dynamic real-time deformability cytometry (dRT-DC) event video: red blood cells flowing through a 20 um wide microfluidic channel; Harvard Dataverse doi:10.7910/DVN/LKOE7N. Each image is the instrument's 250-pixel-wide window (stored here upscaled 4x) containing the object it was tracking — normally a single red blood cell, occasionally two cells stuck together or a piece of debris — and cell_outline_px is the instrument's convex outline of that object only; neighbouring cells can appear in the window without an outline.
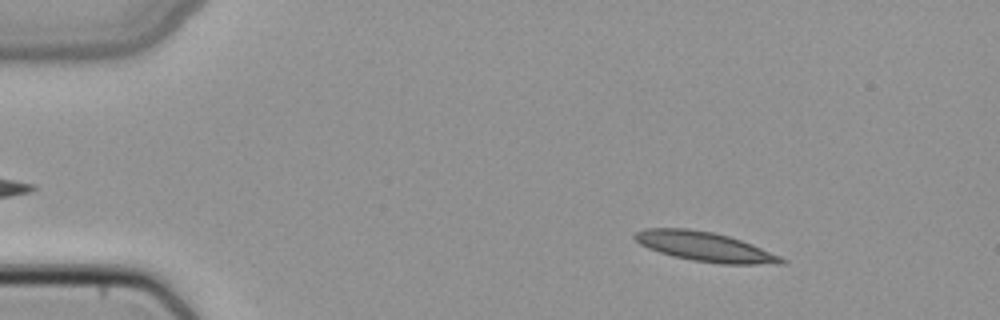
{"species": "common noctule bat (a hibernating species)", "species_latin": "Nyctalus noctula", "temperature_condition": "cold", "stored_images_in_passage": 49, "camera_frame_rate_fps": 3000, "um_per_image_px": 0.085, "animal": {"sex": "female", "body_mass_g": 22.7, "forearm_length_mm": 54.2}, "frame": {"image": 1, "passage_image": 7, "time_ms": 2.0, "image_size_px": [1000, 320], "cell_outline_px": [[788, 260], [784, 264], [720, 264], [692, 260], [672, 256], [648, 248], [640, 244], [632, 236], [636, 232], [644, 228], [688, 228], [712, 232], [728, 236], [752, 244], [780, 256]], "centroid_in_image_um": [59.91, 20.97], "position_along_channel_um": 25.1, "area_um2": 25.14}}
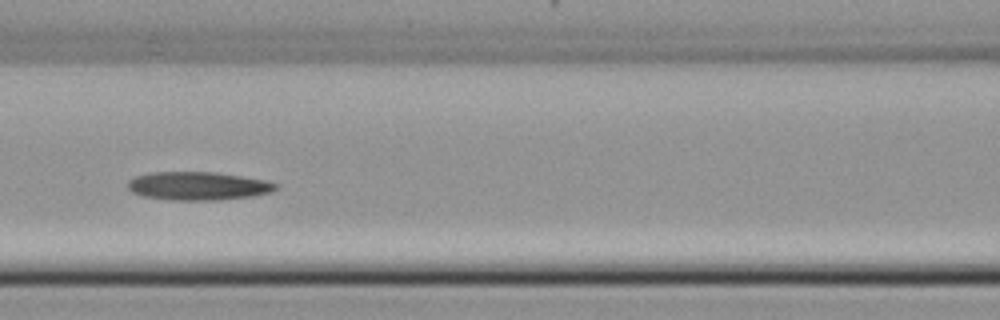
{"frame": {"image": 2, "passage_image": 22, "time_ms": 7.0, "image_size_px": [1000, 320], "cell_outline_px": [[280, 188], [272, 192], [252, 196], [216, 200], [172, 200], [144, 196], [132, 192], [128, 188], [128, 180], [136, 176], [152, 172], [216, 172], [264, 180], [280, 184]], "centroid_in_image_um": [16.87, 15.8], "position_along_channel_um": 149.7, "area_um2": 24.45}}
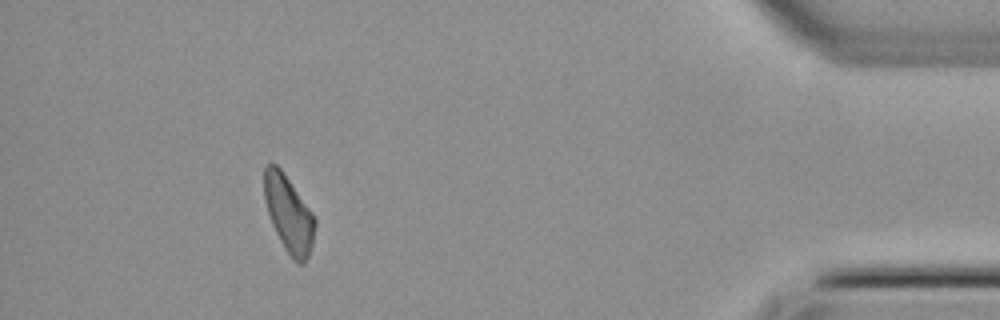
{"frame": {"image": 3, "passage_image": 45, "time_ms": 14.667, "image_size_px": [1000, 320], "cell_outline_px": [[316, 224], [312, 244], [308, 256], [304, 264], [300, 264], [292, 260], [284, 248], [272, 224], [264, 200], [264, 168], [268, 164], [276, 164], [280, 168], [312, 212], [316, 220]], "centroid_in_image_um": [24.54, 18.21], "position_along_channel_um": 410.7, "area_um2": 22.43}}